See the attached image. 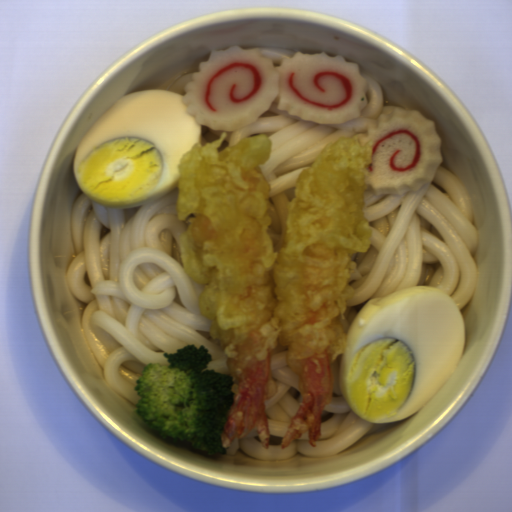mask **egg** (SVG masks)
<instances>
[{"label":"egg","instance_id":"1","mask_svg":"<svg viewBox=\"0 0 512 512\" xmlns=\"http://www.w3.org/2000/svg\"><path fill=\"white\" fill-rule=\"evenodd\" d=\"M338 385L365 422L412 416L434 398L464 353L463 316L449 294L415 286L370 299L345 333Z\"/></svg>","mask_w":512,"mask_h":512},{"label":"egg","instance_id":"2","mask_svg":"<svg viewBox=\"0 0 512 512\" xmlns=\"http://www.w3.org/2000/svg\"><path fill=\"white\" fill-rule=\"evenodd\" d=\"M183 95L137 90L111 105L85 132L73 173L85 197L113 209L135 208L177 189L179 161L201 144L203 125Z\"/></svg>","mask_w":512,"mask_h":512}]
</instances>
